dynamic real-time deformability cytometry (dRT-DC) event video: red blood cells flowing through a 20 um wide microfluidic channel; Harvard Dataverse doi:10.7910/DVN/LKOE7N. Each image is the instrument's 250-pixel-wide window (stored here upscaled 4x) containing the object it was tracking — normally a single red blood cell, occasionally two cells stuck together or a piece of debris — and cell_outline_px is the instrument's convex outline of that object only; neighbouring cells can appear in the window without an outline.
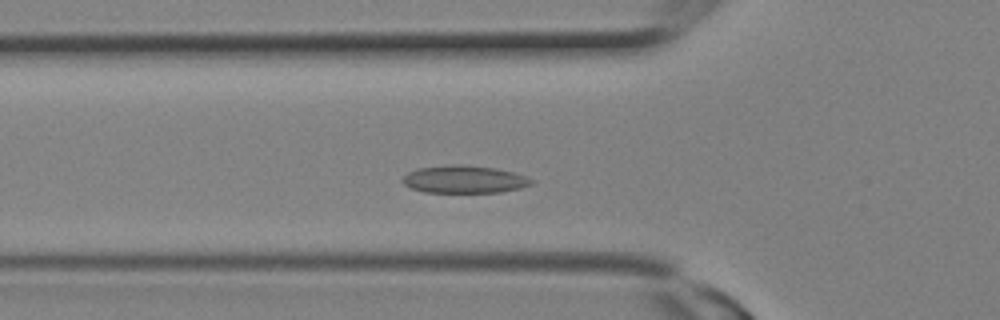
{"species": "Egyptian fruit bat (a non-hibernating species)", "species_latin": "Rousettus aegyptiacus", "temperature_condition": "room temperature", "stored_images_in_passage": 9, "camera_frame_rate_fps": 3000, "um_per_image_px": 0.085, "animal": {"sex": "female"}, "frame": {"image": 1, "passage_image": 7, "time_ms": 2.0, "image_size_px": [1000, 320], "cell_outline_px": [[536, 180], [532, 184], [520, 188], [500, 192], [424, 192], [412, 188], [404, 184], [400, 180], [408, 172], [416, 168], [452, 164], [456, 164], [492, 168], [512, 172]], "centroid_in_image_um": [39.43, 15.24], "position_along_channel_um": 86.4, "area_um2": 20.58}}
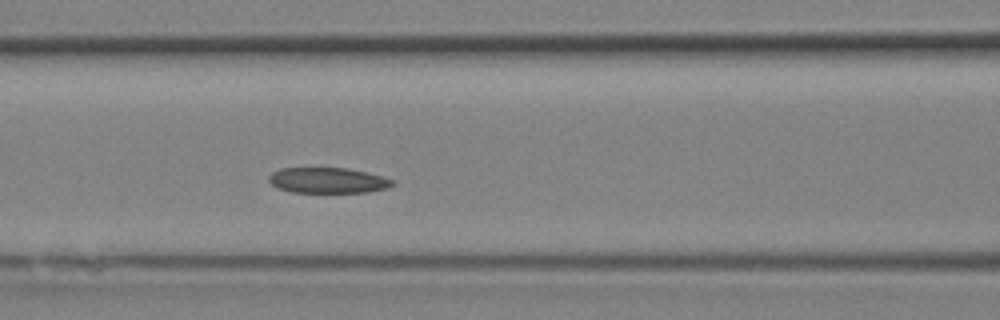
{"frame": {"image": 2, "passage_image": 9, "time_ms": 2.667, "image_size_px": [1000, 320], "cell_outline_px": [[396, 184], [384, 188], [368, 192], [292, 192], [276, 188], [268, 180], [268, 176], [272, 172], [280, 168], [348, 168], [396, 180]], "centroid_in_image_um": [27.83, 15.33], "position_along_channel_um": 138.8, "area_um2": 18.38}}